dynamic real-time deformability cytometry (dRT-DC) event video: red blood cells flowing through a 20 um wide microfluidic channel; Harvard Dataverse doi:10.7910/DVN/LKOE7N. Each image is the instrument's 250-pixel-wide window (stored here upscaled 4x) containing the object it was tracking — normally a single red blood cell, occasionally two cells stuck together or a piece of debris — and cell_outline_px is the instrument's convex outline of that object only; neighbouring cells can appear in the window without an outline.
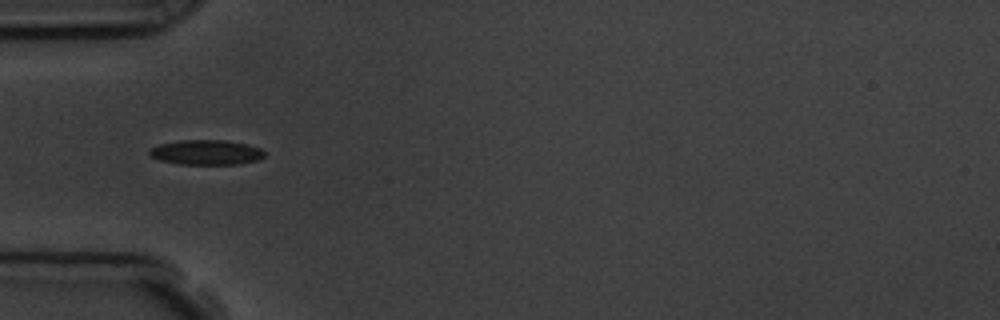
{"species": "common noctule bat (a hibernating species)", "species_latin": "Nyctalus noctula", "temperature_condition": "room temperature", "stored_images_in_passage": 6, "camera_frame_rate_fps": 3000, "um_per_image_px": 0.085, "animal": {"sex": "male", "body_mass_g": 19.5, "forearm_length_mm": 54.6}, "frame": {"image": 1, "passage_image": 5, "time_ms": 5.333, "image_size_px": [1000, 320], "cell_outline_px": [[264, 156], [256, 160], [240, 164], [180, 164], [160, 160], [152, 156], [148, 152], [148, 148], [160, 144], [180, 140], [224, 140], [248, 144], [260, 148], [264, 152]], "centroid_in_image_um": [17.52, 12.94], "position_along_channel_um": 67.5, "area_um2": 16.65}}
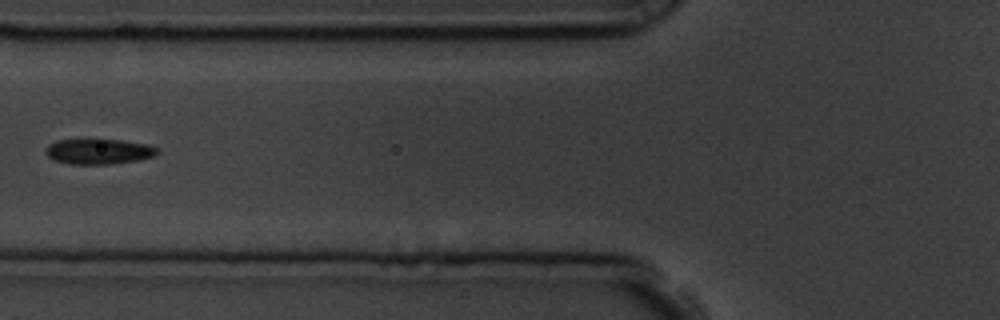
{"frame": {"image": 2, "passage_image": 6, "time_ms": 6.667, "image_size_px": [1000, 320], "cell_outline_px": [[160, 152], [156, 156], [136, 160], [108, 164], [68, 164], [52, 160], [44, 152], [48, 144], [56, 140], [120, 140], [144, 144], [156, 148]], "centroid_in_image_um": [8.34, 12.89], "position_along_channel_um": 117.5, "area_um2": 16.36}}